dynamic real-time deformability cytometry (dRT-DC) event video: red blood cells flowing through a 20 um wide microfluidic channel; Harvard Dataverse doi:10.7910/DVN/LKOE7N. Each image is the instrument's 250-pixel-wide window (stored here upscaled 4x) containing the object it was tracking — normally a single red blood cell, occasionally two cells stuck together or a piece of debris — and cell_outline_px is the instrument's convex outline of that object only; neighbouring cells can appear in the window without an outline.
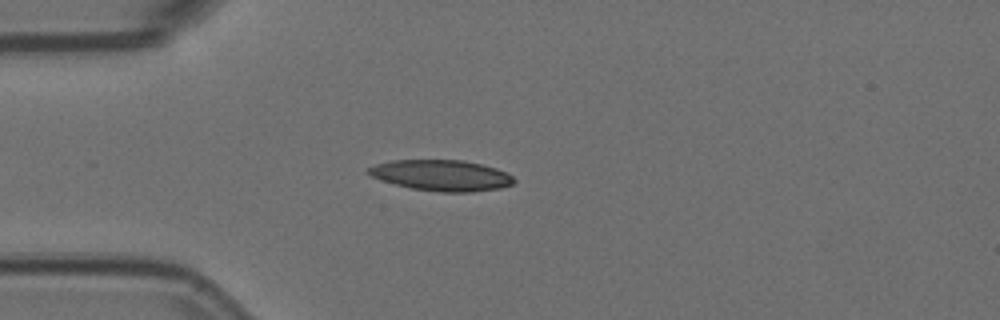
{"species": "Egyptian fruit bat (a non-hibernating species)", "species_latin": "Rousettus aegyptiacus", "temperature_condition": "room temperature", "stored_images_in_passage": 12, "camera_frame_rate_fps": 3000, "um_per_image_px": 0.085, "animal": {"sex": "female"}, "frame": {"image": 1, "passage_image": 2, "time_ms": 0.333, "image_size_px": [1000, 320], "cell_outline_px": [[516, 180], [512, 184], [500, 188], [472, 192], [440, 192], [412, 188], [380, 180], [364, 172], [368, 168], [376, 164], [392, 160], [464, 160], [496, 168], [512, 176]], "centroid_in_image_um": [37.51, 14.9], "position_along_channel_um": 47.5, "area_um2": 26.13}}
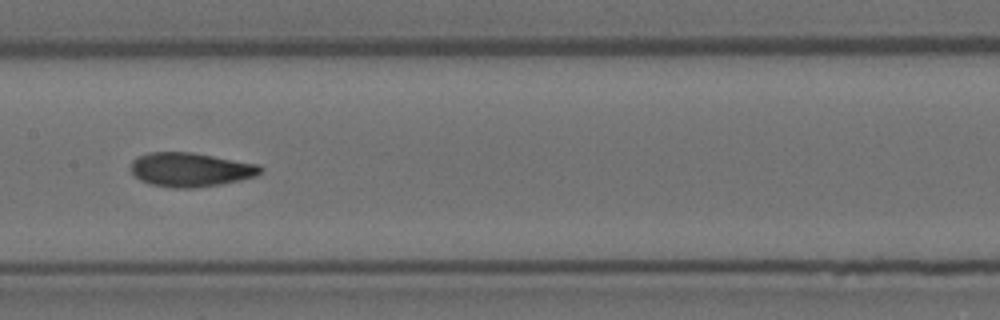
{"frame": {"image": 2, "passage_image": 6, "time_ms": 1.667, "image_size_px": [1000, 320], "cell_outline_px": [[264, 168], [256, 176], [240, 180], [220, 184], [196, 188], [172, 188], [148, 184], [140, 180], [128, 168], [132, 160], [136, 156], [148, 152], [192, 152], [260, 164]], "centroid_in_image_um": [16.16, 14.41], "position_along_channel_um": 191.2, "area_um2": 26.13}}
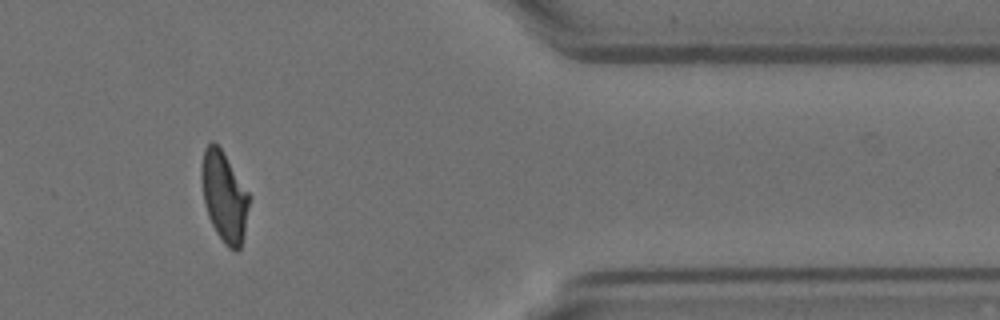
{"frame": {"image": 3, "passage_image": 11, "time_ms": 3.333, "image_size_px": [1000, 320], "cell_outline_px": [[252, 196], [244, 232], [240, 248], [236, 252], [228, 248], [224, 244], [216, 232], [208, 216], [204, 200], [200, 176], [204, 148], [212, 140], [220, 148]], "centroid_in_image_um": [19.08, 16.72], "position_along_channel_um": 392.3, "area_um2": 25.14}}